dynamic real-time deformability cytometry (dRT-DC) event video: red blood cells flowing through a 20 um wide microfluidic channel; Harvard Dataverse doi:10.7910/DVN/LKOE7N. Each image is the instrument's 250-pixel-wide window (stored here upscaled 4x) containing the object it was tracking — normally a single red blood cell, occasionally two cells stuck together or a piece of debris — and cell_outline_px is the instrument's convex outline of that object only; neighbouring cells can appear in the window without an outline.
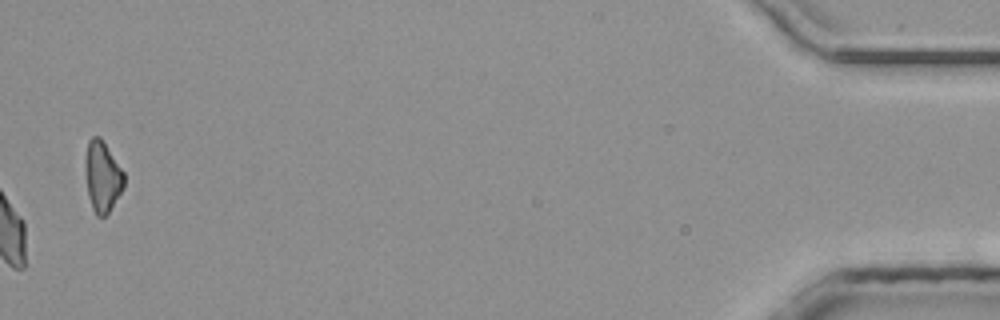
{"species": "common noctule bat (a hibernating species)", "species_latin": "Nyctalus noctula", "temperature_condition": "room temperature", "stored_images_in_passage": 31, "camera_frame_rate_fps": 3000, "um_per_image_px": 0.085, "animal": {"sex": "male", "body_mass_g": 20.4}, "frame": {"image": 1, "passage_image": 31, "time_ms": 10.0, "image_size_px": [1000, 320], "cell_outline_px": [[124, 188], [108, 212], [104, 216], [96, 216], [92, 208], [88, 196], [84, 168], [84, 156], [88, 140], [92, 136], [100, 136], [124, 172]], "centroid_in_image_um": [8.68, 14.98], "position_along_channel_um": 426.5, "area_um2": 16.18}}